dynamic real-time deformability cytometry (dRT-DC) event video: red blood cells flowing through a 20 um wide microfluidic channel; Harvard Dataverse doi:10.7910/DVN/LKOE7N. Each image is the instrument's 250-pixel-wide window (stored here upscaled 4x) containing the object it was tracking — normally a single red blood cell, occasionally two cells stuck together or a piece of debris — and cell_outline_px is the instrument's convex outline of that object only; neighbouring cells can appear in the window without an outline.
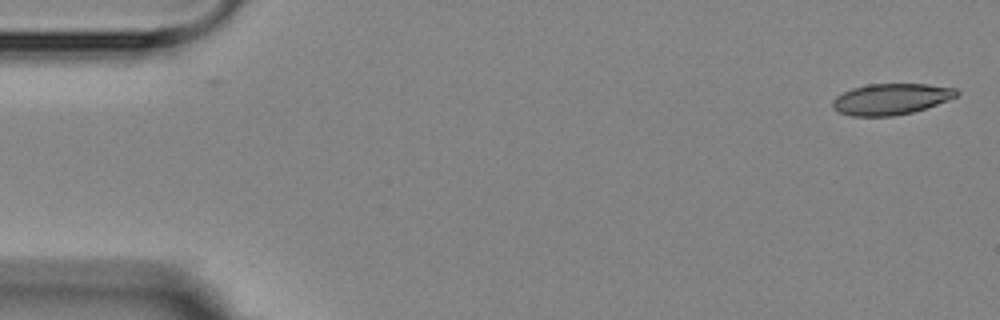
{"species": "Egyptian fruit bat (a non-hibernating species)", "species_latin": "Rousettus aegyptiacus", "temperature_condition": "room temperature", "stored_images_in_passage": 5, "camera_frame_rate_fps": 3000, "um_per_image_px": 0.085, "animal": {"sex": "female"}, "frame": {"image": 1, "passage_image": 1, "time_ms": 0.0, "image_size_px": [1000, 320], "cell_outline_px": [[960, 92], [956, 96], [948, 100], [912, 112], [892, 116], [852, 116], [840, 112], [832, 108], [832, 100], [836, 96], [852, 88], [868, 84], [928, 84], [956, 88]], "centroid_in_image_um": [75.72, 8.41], "position_along_channel_um": 9.3, "area_um2": 22.37}}
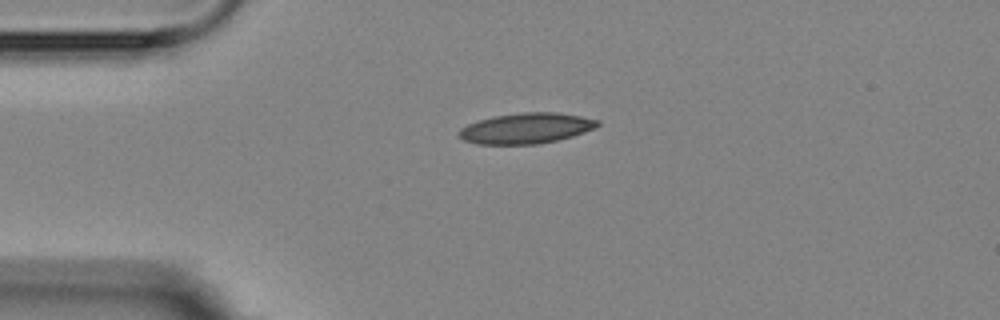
{"frame": {"image": 2, "passage_image": 4, "time_ms": 3.667, "image_size_px": [1000, 320], "cell_outline_px": [[600, 124], [596, 128], [572, 136], [556, 140], [536, 144], [476, 144], [464, 140], [456, 132], [460, 128], [468, 124], [492, 116], [520, 112], [556, 112], [580, 116], [600, 120]], "centroid_in_image_um": [44.72, 10.89], "position_along_channel_um": 40.3, "area_um2": 24.74}}